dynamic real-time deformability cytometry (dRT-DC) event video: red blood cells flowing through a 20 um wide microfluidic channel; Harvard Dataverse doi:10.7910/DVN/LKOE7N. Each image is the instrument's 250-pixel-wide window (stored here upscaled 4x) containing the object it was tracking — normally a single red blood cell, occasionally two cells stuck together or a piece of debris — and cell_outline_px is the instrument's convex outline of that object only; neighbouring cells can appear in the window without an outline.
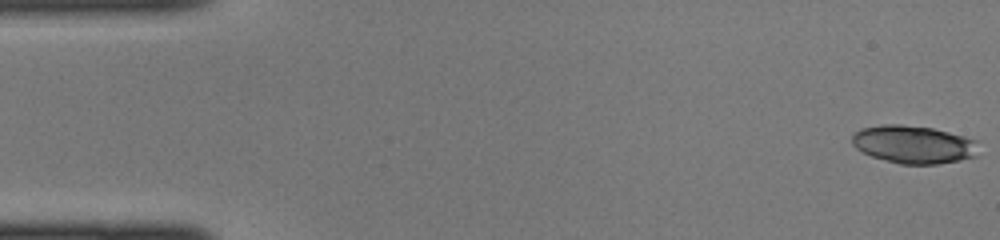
{"species": "common noctule bat (a hibernating species)", "species_latin": "Nyctalus noctula", "temperature_condition": "cold", "stored_images_in_passage": 44, "camera_frame_rate_fps": 3000, "um_per_image_px": 0.085, "animal": {"sex": "female", "body_mass_g": 22.0, "forearm_length_mm": 56.7}, "frame": {"image": 1, "passage_image": 1, "time_ms": 0.0, "image_size_px": [1000, 240], "cell_outline_px": [[976, 156], [960, 160], [940, 164], [900, 164], [872, 156], [856, 148], [852, 144], [852, 136], [860, 128], [880, 124], [900, 124], [932, 128], [964, 136], [976, 140]], "centroid_in_image_um": [77.63, 12.27], "position_along_channel_um": 7.4, "area_um2": 27.86}}
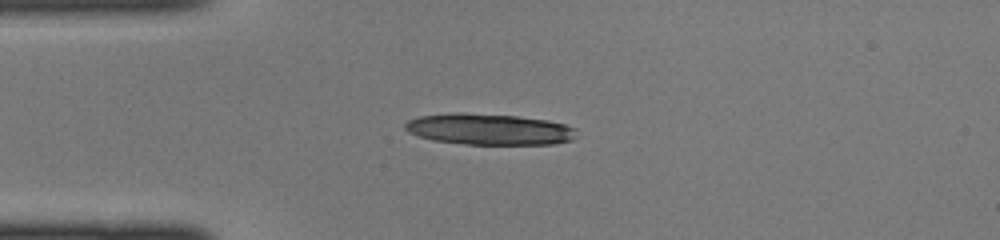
{"frame": {"image": 2, "passage_image": 11, "time_ms": 3.333, "image_size_px": [1000, 240], "cell_outline_px": [[576, 136], [572, 140], [556, 144], [464, 144], [432, 140], [416, 136], [408, 132], [404, 128], [404, 124], [408, 120], [420, 116], [452, 112], [460, 112], [516, 116], [548, 120], [564, 124], [576, 128]], "centroid_in_image_um": [41.56, 10.98], "position_along_channel_um": 43.4, "area_um2": 31.39}}